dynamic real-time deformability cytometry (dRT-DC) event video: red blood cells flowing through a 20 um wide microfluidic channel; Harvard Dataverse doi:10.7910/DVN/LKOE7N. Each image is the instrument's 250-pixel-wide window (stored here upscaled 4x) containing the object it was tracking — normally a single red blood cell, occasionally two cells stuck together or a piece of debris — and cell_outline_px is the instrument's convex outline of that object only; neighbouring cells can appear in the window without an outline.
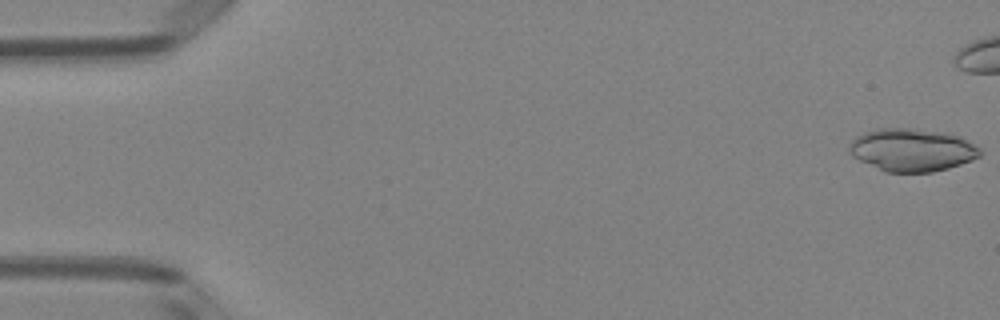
{"species": "Egyptian fruit bat (a non-hibernating species)", "species_latin": "Rousettus aegyptiacus", "temperature_condition": "room temperature", "stored_images_in_passage": 41, "camera_frame_rate_fps": 3000, "um_per_image_px": 0.085, "animal": {"sex": "female"}, "frame": {"image": 1, "passage_image": 1, "time_ms": 0.0, "image_size_px": [1000, 320], "cell_outline_px": [[984, 152], [980, 156], [972, 160], [948, 168], [932, 172], [884, 172], [852, 156], [848, 152], [848, 148], [852, 140], [856, 136], [864, 132], [876, 128], [908, 128], [944, 132], [960, 136], [976, 144]], "centroid_in_image_um": [77.54, 12.74], "position_along_channel_um": 7.5, "area_um2": 32.89}}
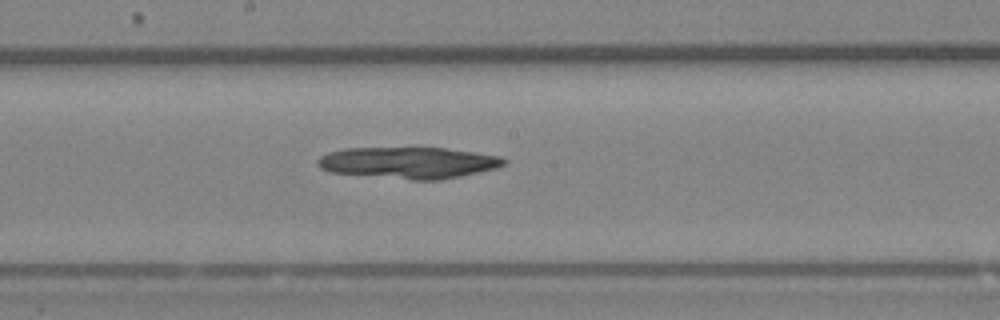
{"frame": {"image": 2, "passage_image": 27, "time_ms": 8.667, "image_size_px": [1000, 320], "cell_outline_px": [[508, 160], [504, 164], [496, 168], [460, 176], [440, 180], [412, 180], [332, 172], [320, 168], [316, 164], [316, 160], [320, 156], [328, 152], [344, 148], [444, 148], [500, 156]], "centroid_in_image_um": [34.7, 13.83], "position_along_channel_um": 213.5, "area_um2": 34.04}}
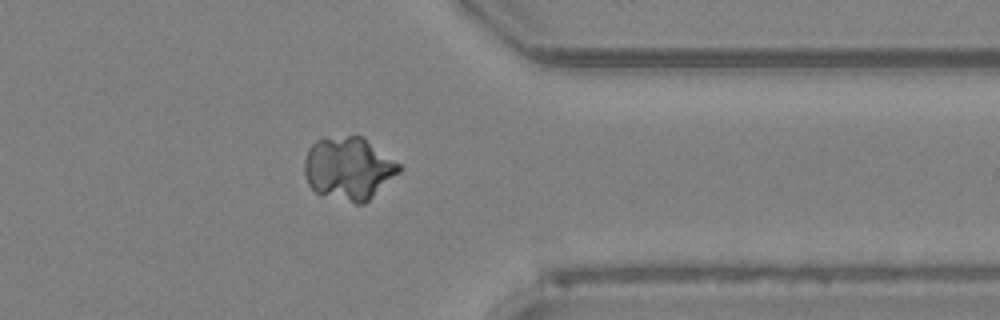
{"frame": {"image": 3, "passage_image": 40, "time_ms": 13.0, "image_size_px": [1000, 320], "cell_outline_px": [[404, 168], [400, 172], [364, 204], [356, 204], [320, 196], [308, 184], [304, 176], [304, 160], [308, 148], [316, 140], [348, 136], [360, 136], [400, 164]], "centroid_in_image_um": [29.6, 14.36], "position_along_channel_um": 381.8, "area_um2": 34.68}}